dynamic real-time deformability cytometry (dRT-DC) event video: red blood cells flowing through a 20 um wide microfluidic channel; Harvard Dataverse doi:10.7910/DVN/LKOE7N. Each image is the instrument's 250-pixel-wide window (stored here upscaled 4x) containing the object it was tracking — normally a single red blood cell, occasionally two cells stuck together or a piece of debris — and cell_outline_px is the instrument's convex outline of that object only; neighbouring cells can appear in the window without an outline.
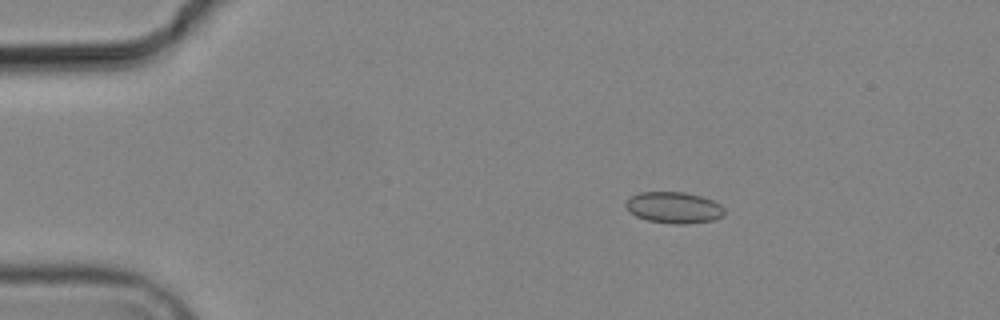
{"species": "common noctule bat (a hibernating species)", "species_latin": "Nyctalus noctula", "temperature_condition": "cold", "stored_images_in_passage": 4, "camera_frame_rate_fps": 3000, "um_per_image_px": 0.085, "animal": {"sex": "male", "body_mass_g": 19.2, "forearm_length_mm": 51.8}, "frame": {"image": 1, "passage_image": 2, "time_ms": 1.333, "image_size_px": [1000, 320], "cell_outline_px": [[724, 216], [712, 220], [688, 224], [676, 224], [648, 220], [636, 216], [628, 212], [624, 204], [632, 196], [640, 192], [684, 192], [700, 196], [712, 200], [720, 204], [724, 208]], "centroid_in_image_um": [57.28, 17.65], "position_along_channel_um": 27.7, "area_um2": 17.98}}